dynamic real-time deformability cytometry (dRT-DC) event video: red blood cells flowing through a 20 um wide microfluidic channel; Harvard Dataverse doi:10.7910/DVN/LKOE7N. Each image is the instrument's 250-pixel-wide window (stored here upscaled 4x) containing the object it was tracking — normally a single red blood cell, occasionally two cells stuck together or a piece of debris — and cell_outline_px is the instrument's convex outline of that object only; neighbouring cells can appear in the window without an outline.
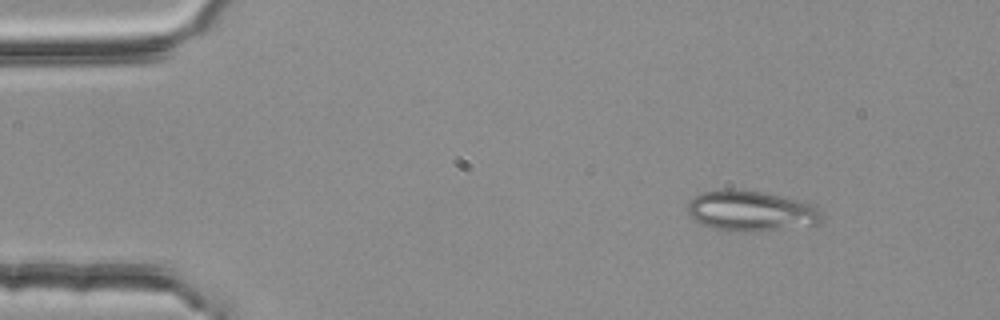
{"species": "common noctule bat (a hibernating species)", "species_latin": "Nyctalus noctula", "temperature_condition": "room temperature", "stored_images_in_passage": 3, "camera_frame_rate_fps": 3000, "um_per_image_px": 0.085, "animal": {"sex": "female", "body_mass_g": 25.1}, "frame": {"image": 1, "passage_image": 1, "time_ms": 0.0, "image_size_px": [1000, 320], "cell_outline_px": [[820, 220], [816, 224], [780, 228], [712, 228], [696, 220], [688, 212], [688, 204], [696, 196], [704, 192], [720, 188], [728, 188], [764, 192], [812, 204], [820, 212]], "centroid_in_image_um": [63.8, 17.85], "position_along_channel_um": 21.2, "area_um2": 29.88}}